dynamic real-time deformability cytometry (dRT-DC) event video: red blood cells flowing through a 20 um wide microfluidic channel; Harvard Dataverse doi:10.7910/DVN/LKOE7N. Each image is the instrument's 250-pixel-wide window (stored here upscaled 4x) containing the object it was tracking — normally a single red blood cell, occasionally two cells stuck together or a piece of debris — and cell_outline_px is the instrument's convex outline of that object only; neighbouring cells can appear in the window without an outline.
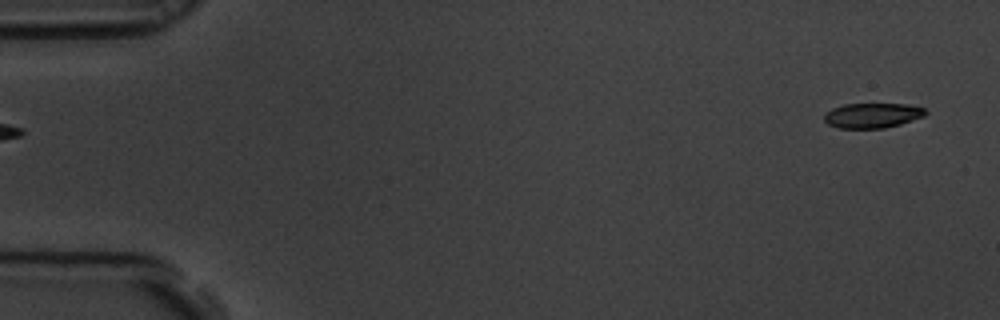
{"species": "common noctule bat (a hibernating species)", "species_latin": "Nyctalus noctula", "temperature_condition": "room temperature", "stored_images_in_passage": 56, "camera_frame_rate_fps": 3000, "um_per_image_px": 0.085, "animal": {"sex": "male", "body_mass_g": 19.5, "forearm_length_mm": 54.6}, "frame": {"image": 1, "passage_image": 1, "time_ms": 0.0, "image_size_px": [1000, 320], "cell_outline_px": [[928, 112], [924, 116], [900, 124], [884, 128], [840, 128], [828, 124], [824, 120], [824, 112], [832, 108], [844, 104], [904, 104], [924, 108]], "centroid_in_image_um": [74.12, 9.81], "position_along_channel_um": 10.9, "area_um2": 14.68}}
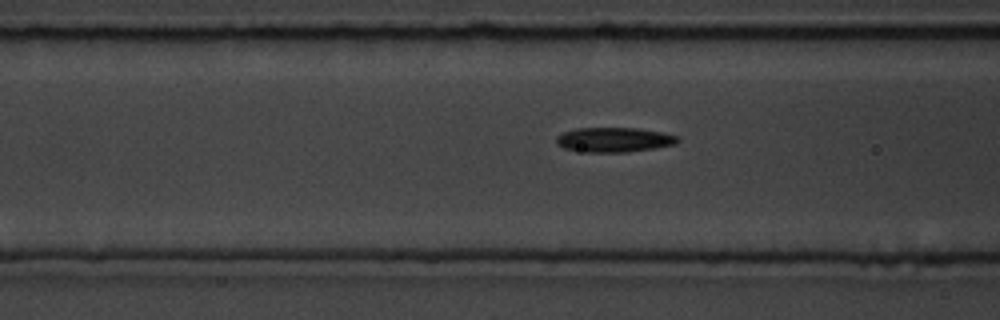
{"frame": {"image": 2, "passage_image": 21, "time_ms": 6.667, "image_size_px": [1000, 320], "cell_outline_px": [[680, 140], [676, 144], [628, 152], [588, 152], [564, 148], [556, 144], [556, 136], [564, 132], [576, 128], [636, 128], [660, 132], [680, 136]], "centroid_in_image_um": [52.2, 11.87], "position_along_channel_um": 114.4, "area_um2": 17.4}}
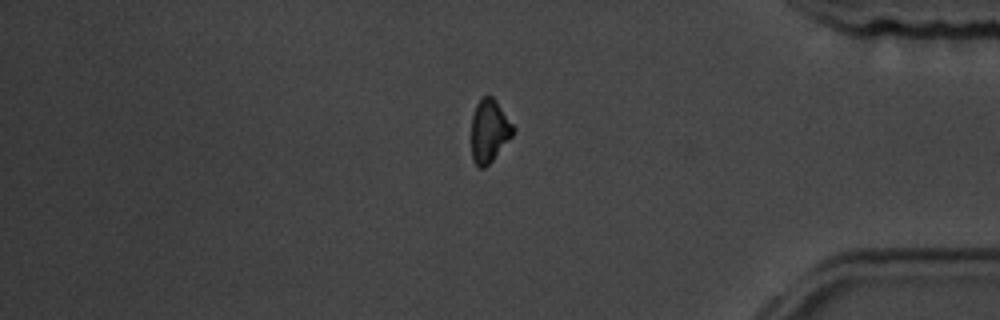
{"frame": {"image": 3, "passage_image": 47, "time_ms": 15.333, "image_size_px": [1000, 320], "cell_outline_px": [[516, 128], [512, 136], [492, 160], [484, 168], [480, 168], [472, 160], [472, 116], [476, 104], [484, 96], [492, 96], [496, 100]], "centroid_in_image_um": [41.6, 11.11], "position_along_channel_um": 393.6, "area_um2": 15.2}, "authors_computed_cell_mechanics": {"area_um2": 16.5019, "velocity_mm_per_s": 3.5264, "shape_relaxation_time_tau1_ms": 5.9309, "shape_relaxation_time_tau2_ms": null, "deformation_change_tau1": 0.1227, "deformation_change_tau2": null}}